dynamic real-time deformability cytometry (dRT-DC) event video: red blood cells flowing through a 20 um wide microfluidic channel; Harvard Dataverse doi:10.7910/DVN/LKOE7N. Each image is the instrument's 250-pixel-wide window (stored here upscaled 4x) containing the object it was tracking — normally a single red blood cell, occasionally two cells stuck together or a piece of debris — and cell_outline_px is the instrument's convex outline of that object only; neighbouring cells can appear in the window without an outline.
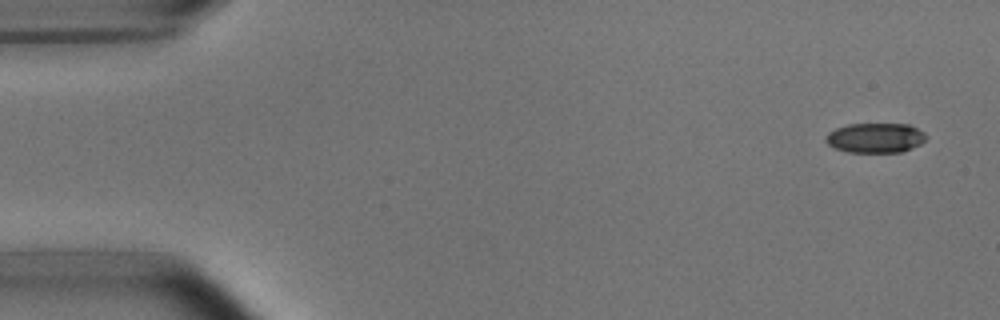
{"species": "common noctule bat (a hibernating species)", "species_latin": "Nyctalus noctula", "temperature_condition": "room temperature", "stored_images_in_passage": 51, "camera_frame_rate_fps": 3000, "um_per_image_px": 0.085, "animal": {"sex": "male", "body_mass_g": 15.6}, "frame": {"image": 1, "passage_image": 1, "time_ms": 0.0, "image_size_px": [1000, 320], "cell_outline_px": [[928, 136], [920, 144], [912, 148], [900, 152], [848, 152], [832, 148], [824, 140], [824, 136], [828, 132], [836, 128], [848, 124], [908, 124], [924, 132]], "centroid_in_image_um": [74.36, 11.72], "position_along_channel_um": 10.6, "area_um2": 17.57}}
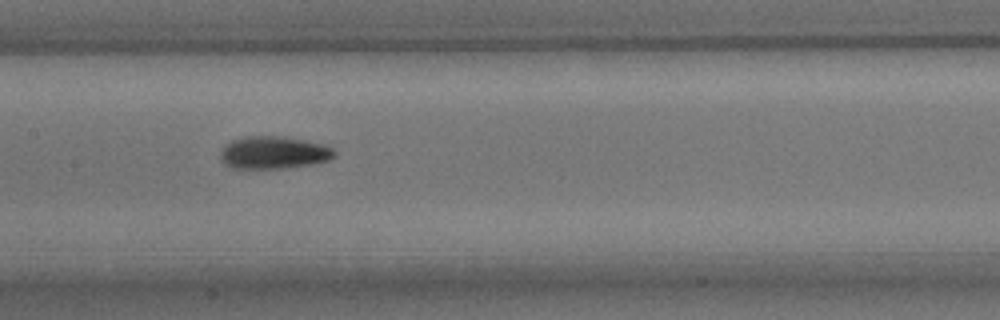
{"frame": {"image": 2, "passage_image": 24, "time_ms": 7.667, "image_size_px": [1000, 320], "cell_outline_px": [[336, 156], [328, 160], [316, 164], [284, 168], [232, 168], [224, 164], [220, 160], [220, 152], [232, 140], [244, 136], [284, 136], [324, 144], [332, 148], [336, 152]], "centroid_in_image_um": [23.29, 12.97], "position_along_channel_um": 184.1, "area_um2": 21.79}}
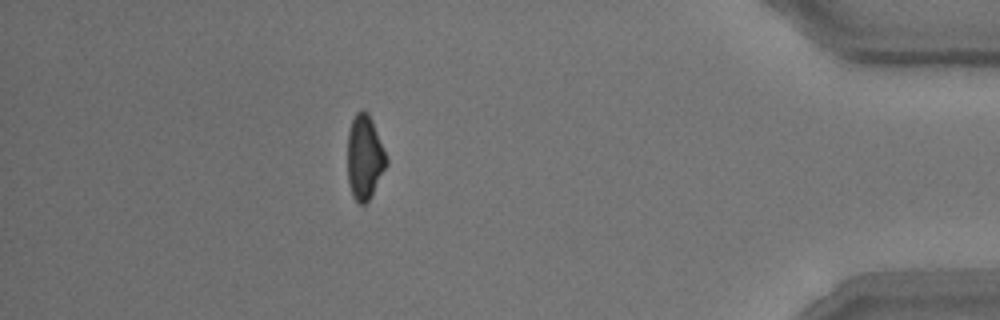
{"frame": {"image": 3, "passage_image": 45, "time_ms": 14.667, "image_size_px": [1000, 320], "cell_outline_px": [[388, 164], [368, 200], [364, 204], [360, 204], [352, 196], [348, 180], [348, 132], [352, 120], [356, 112], [364, 108], [368, 112], [372, 120], [388, 160]], "centroid_in_image_um": [30.98, 13.34], "position_along_channel_um": 404.2, "area_um2": 18.96}, "authors_computed_cell_mechanics": {"area_um2": 19.8254, "velocity_mm_per_s": 3.8106, "shape_relaxation_time_tau1_ms": 5.0411, "shape_relaxation_time_tau2_ms": 4.1733, "deformation_change_tau1": 0.1546, "deformation_change_tau2": 0.11}}